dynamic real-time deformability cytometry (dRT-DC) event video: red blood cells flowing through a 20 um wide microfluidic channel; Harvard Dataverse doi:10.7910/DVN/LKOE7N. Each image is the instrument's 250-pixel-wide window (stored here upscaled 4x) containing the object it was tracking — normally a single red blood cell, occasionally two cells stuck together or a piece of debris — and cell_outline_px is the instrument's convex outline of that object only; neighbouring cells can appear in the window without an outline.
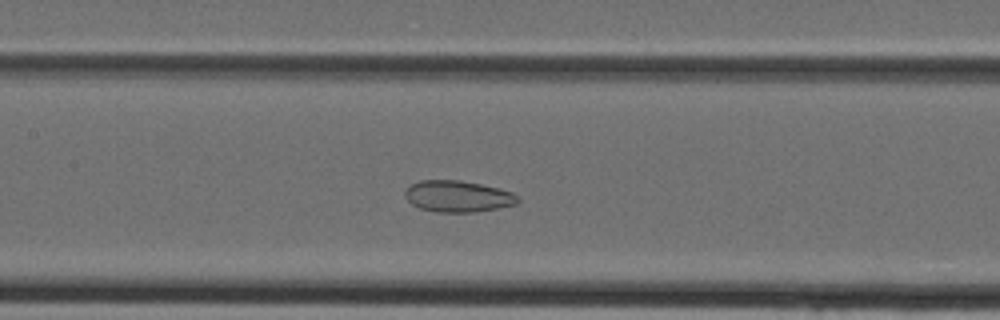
{"species": "Egyptian fruit bat (a non-hibernating species)", "species_latin": "Rousettus aegyptiacus", "temperature_condition": "cold", "stored_images_in_passage": 35, "camera_frame_rate_fps": 3000, "um_per_image_px": 0.085, "animal": {"sex": "female"}, "frame": {"image": 1, "passage_image": 16, "time_ms": 5.0, "image_size_px": [1000, 320], "cell_outline_px": [[520, 200], [516, 204], [500, 208], [476, 212], [436, 212], [420, 208], [412, 204], [404, 196], [404, 192], [412, 184], [420, 180], [460, 180], [480, 184], [512, 192], [520, 196]], "centroid_in_image_um": [38.94, 16.69], "position_along_channel_um": 168.5, "area_um2": 20.69}}
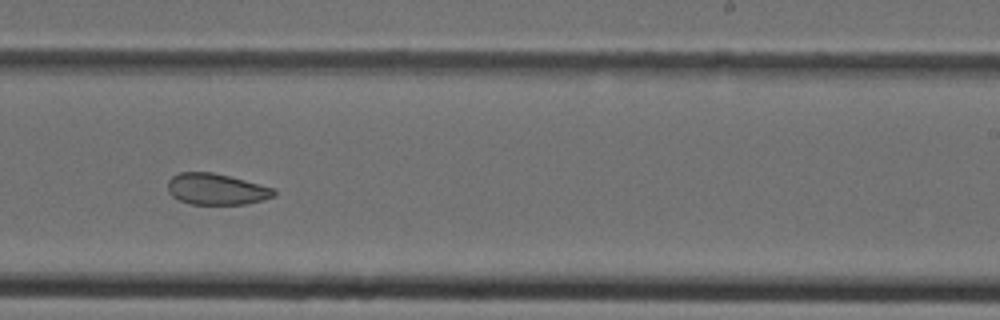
{"frame": {"image": 2, "passage_image": 22, "time_ms": 7.0, "image_size_px": [1000, 320], "cell_outline_px": [[276, 196], [264, 200], [244, 204], [192, 204], [180, 200], [172, 196], [168, 192], [168, 180], [172, 176], [180, 172], [212, 172], [276, 188]], "centroid_in_image_um": [18.41, 16.08], "position_along_channel_um": 270.6, "area_um2": 19.36}}
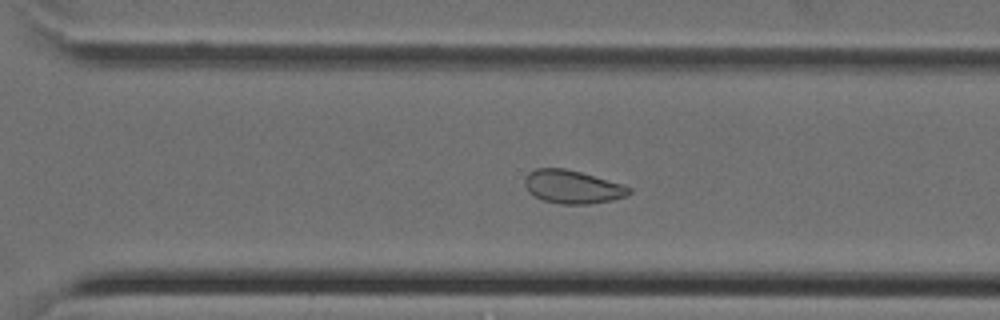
{"frame": {"image": 3, "passage_image": 25, "time_ms": 8.0, "image_size_px": [1000, 320], "cell_outline_px": [[632, 192], [624, 196], [612, 200], [588, 204], [560, 204], [544, 200], [528, 192], [524, 184], [524, 176], [528, 172], [536, 168], [564, 168], [580, 172], [620, 184], [632, 188]], "centroid_in_image_um": [48.61, 15.88], "position_along_channel_um": 322.0, "area_um2": 20.06}}